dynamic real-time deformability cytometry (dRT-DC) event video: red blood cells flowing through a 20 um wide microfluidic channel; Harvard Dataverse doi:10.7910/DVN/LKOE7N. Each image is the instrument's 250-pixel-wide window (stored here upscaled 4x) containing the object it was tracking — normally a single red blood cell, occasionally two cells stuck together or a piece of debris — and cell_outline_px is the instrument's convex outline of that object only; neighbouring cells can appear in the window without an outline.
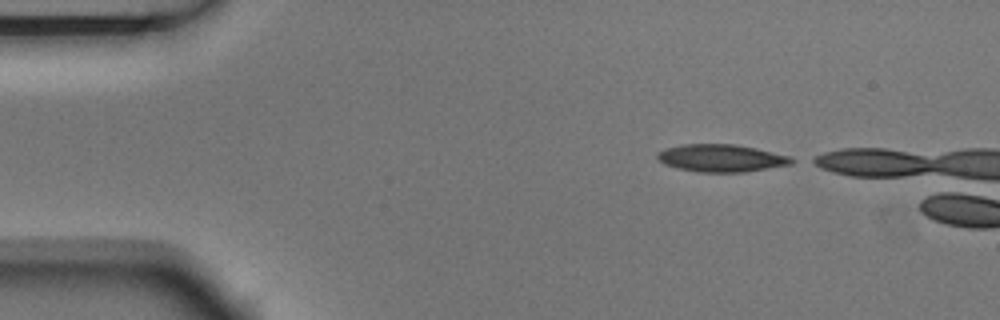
{"species": "Egyptian fruit bat (a non-hibernating species)", "species_latin": "Rousettus aegyptiacus", "temperature_condition": "room temperature", "stored_images_in_passage": 3, "camera_frame_rate_fps": 3000, "um_per_image_px": 0.085, "animal": {"sex": "male"}, "frame": {"image": 1, "passage_image": 1, "time_ms": 0.0, "image_size_px": [1000, 320], "cell_outline_px": [[800, 160], [792, 164], [744, 172], [696, 172], [676, 168], [664, 164], [656, 160], [656, 152], [664, 148], [680, 144], [736, 144], [756, 148], [792, 156]], "centroid_in_image_um": [61.31, 13.43], "position_along_channel_um": 23.7, "area_um2": 22.02}}